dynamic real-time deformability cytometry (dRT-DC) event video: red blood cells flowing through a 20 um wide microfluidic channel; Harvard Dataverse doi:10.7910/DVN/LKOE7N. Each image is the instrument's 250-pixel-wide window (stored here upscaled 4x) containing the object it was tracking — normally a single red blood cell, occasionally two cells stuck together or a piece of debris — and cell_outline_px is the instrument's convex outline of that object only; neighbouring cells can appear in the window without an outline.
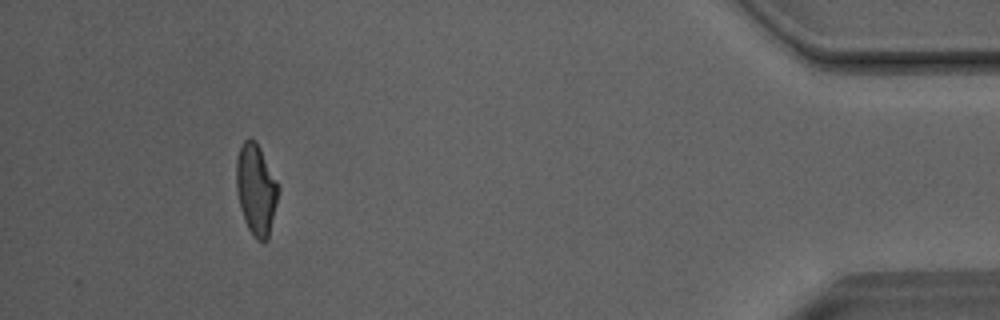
{"species": "Egyptian fruit bat (a non-hibernating species)", "species_latin": "Rousettus aegyptiacus", "temperature_condition": "room temperature", "stored_images_in_passage": 47, "camera_frame_rate_fps": 3000, "um_per_image_px": 0.085, "animal": {"sex": "male"}, "frame": {"image": 1, "passage_image": 47, "time_ms": 15.333, "image_size_px": [1000, 320], "cell_outline_px": [[280, 188], [268, 240], [264, 244], [256, 240], [248, 228], [244, 220], [240, 208], [236, 188], [236, 156], [244, 140], [248, 136], [256, 140]], "centroid_in_image_um": [21.76, 16.12], "position_along_channel_um": 413.4, "area_um2": 22.48}, "authors_computed_cell_mechanics": {"area_um2": 22.6576, "velocity_mm_per_s": 4.0602, "shape_relaxation_time_tau1_ms": 6.8961, "shape_relaxation_time_tau2_ms": 1.6041, "deformation_change_tau1": 0.2141, "deformation_change_tau2": 0.0876}}